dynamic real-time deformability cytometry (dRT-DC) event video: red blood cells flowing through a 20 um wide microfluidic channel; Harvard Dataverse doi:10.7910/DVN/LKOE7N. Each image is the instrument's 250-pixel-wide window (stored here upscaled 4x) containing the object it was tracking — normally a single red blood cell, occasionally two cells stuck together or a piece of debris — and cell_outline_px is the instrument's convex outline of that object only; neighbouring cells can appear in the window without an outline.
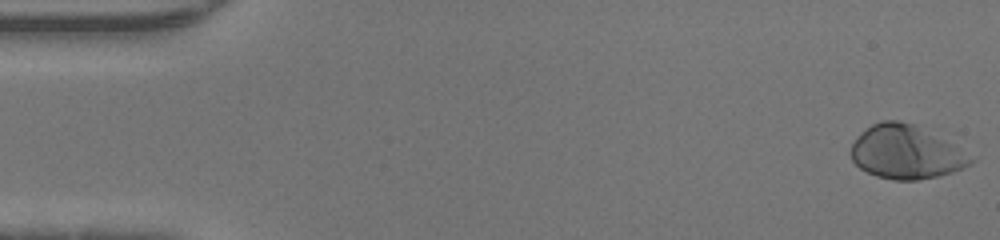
{"species": "human", "species_latin": "Homo sapiens", "temperature_condition": "warm", "stored_images_in_passage": 14, "camera_frame_rate_fps": 3000, "um_per_image_px": 0.085, "donor": {"sex": "male"}, "frame": {"image": 1, "passage_image": 1, "time_ms": 0.0, "image_size_px": [1000, 240], "cell_outline_px": [[976, 160], [952, 172], [936, 176], [916, 180], [892, 180], [876, 176], [860, 168], [852, 160], [852, 144], [856, 136], [860, 132], [872, 124], [880, 120], [900, 120], [916, 124], [944, 140]], "centroid_in_image_um": [76.94, 12.92], "position_along_channel_um": 8.1, "area_um2": 36.88}}
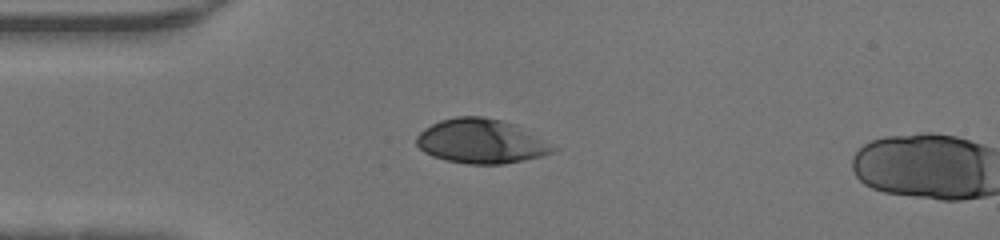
{"frame": {"image": 2, "passage_image": 12, "time_ms": 3.667, "image_size_px": [1000, 240], "cell_outline_px": [[560, 148], [552, 152], [540, 156], [524, 160], [504, 164], [468, 164], [444, 160], [432, 156], [424, 152], [416, 144], [416, 136], [424, 128], [440, 120], [456, 116], [484, 116], [516, 124]], "centroid_in_image_um": [40.9, 12.0], "position_along_channel_um": 44.1, "area_um2": 35.55}}